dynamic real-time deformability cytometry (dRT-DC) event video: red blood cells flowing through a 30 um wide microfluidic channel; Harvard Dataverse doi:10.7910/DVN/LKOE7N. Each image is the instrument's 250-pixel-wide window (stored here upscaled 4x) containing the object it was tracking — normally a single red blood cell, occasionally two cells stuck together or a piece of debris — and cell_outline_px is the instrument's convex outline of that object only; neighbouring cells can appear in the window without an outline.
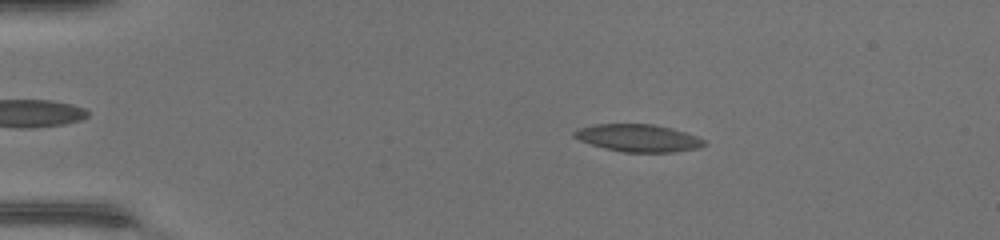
{"species": "common noctule bat (a hibernating species)", "species_latin": "Nyctalus noctula", "temperature_condition": "warm", "stored_images_in_passage": 48, "camera_frame_rate_fps": 3000, "um_per_image_px": 0.085, "animal": {"sex": "female", "body_mass_g": 17.0, "forearm_length_mm": 48.0}, "frame": {"image": 1, "passage_image": 9, "time_ms": 2.667, "image_size_px": [1000, 240], "cell_outline_px": [[708, 144], [700, 148], [672, 152], [624, 152], [604, 148], [580, 140], [572, 136], [572, 132], [580, 128], [596, 124], [652, 124], [672, 128], [708, 140]], "centroid_in_image_um": [54.3, 11.73], "position_along_channel_um": 30.7, "area_um2": 20.81}}
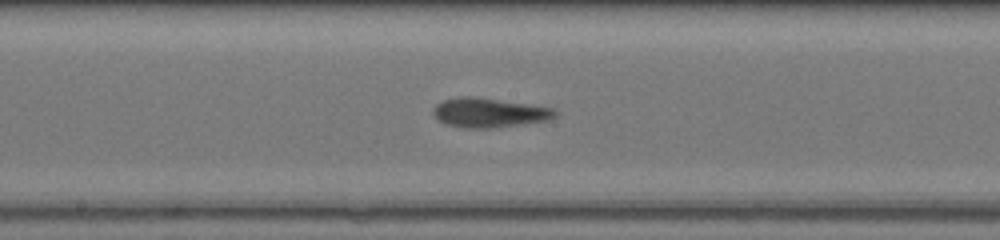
{"frame": {"image": 2, "passage_image": 26, "time_ms": 8.333, "image_size_px": [1000, 240], "cell_outline_px": [[560, 112], [556, 116], [548, 120], [524, 124], [492, 128], [464, 128], [448, 124], [440, 120], [432, 112], [432, 108], [440, 100], [460, 96], [472, 96], [528, 104], [552, 108]], "centroid_in_image_um": [41.57, 9.57], "position_along_channel_um": 206.6, "area_um2": 20.92}}
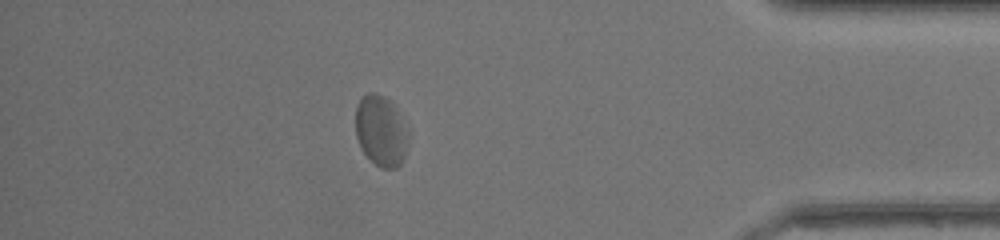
{"frame": {"image": 3, "passage_image": 42, "time_ms": 13.667, "image_size_px": [1000, 240], "cell_outline_px": [[408, 144], [404, 160], [396, 168], [380, 168], [364, 152], [356, 136], [356, 104], [368, 92], [376, 92], [392, 100], [408, 132]], "centroid_in_image_um": [32.4, 11.1], "position_along_channel_um": 402.8, "area_um2": 21.79}, "authors_computed_cell_mechanics": {"area_um2": 20.7502, "velocity_mm_per_s": 4.3593, "shape_relaxation_time_tau1_ms": 6.7433, "shape_relaxation_time_tau2_ms": 1.5833, "deformation_change_tau1": 0.1472, "deformation_change_tau2": 0.0799}}